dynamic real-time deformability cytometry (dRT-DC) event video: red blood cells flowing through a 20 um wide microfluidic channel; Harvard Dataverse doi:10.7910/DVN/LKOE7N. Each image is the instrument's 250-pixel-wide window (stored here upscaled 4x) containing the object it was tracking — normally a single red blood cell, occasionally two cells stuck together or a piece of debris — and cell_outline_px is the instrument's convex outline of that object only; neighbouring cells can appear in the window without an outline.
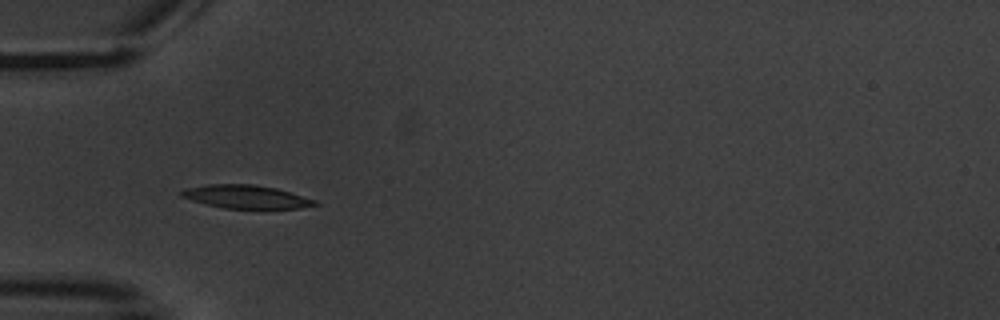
{"species": "common noctule bat (a hibernating species)", "species_latin": "Nyctalus noctula", "temperature_condition": "warm", "stored_images_in_passage": 5, "camera_frame_rate_fps": 3000, "um_per_image_px": 0.085, "animal": {"sex": "male", "body_mass_g": 20.1, "forearm_length_mm": 53.5}, "frame": {"image": 1, "passage_image": 4, "time_ms": 3.667, "image_size_px": [1000, 320], "cell_outline_px": [[320, 204], [300, 208], [260, 212], [224, 208], [192, 200], [180, 196], [180, 192], [188, 188], [208, 184], [252, 184], [276, 188], [316, 200]], "centroid_in_image_um": [21.01, 16.78], "position_along_channel_um": 64.0, "area_um2": 18.9}}